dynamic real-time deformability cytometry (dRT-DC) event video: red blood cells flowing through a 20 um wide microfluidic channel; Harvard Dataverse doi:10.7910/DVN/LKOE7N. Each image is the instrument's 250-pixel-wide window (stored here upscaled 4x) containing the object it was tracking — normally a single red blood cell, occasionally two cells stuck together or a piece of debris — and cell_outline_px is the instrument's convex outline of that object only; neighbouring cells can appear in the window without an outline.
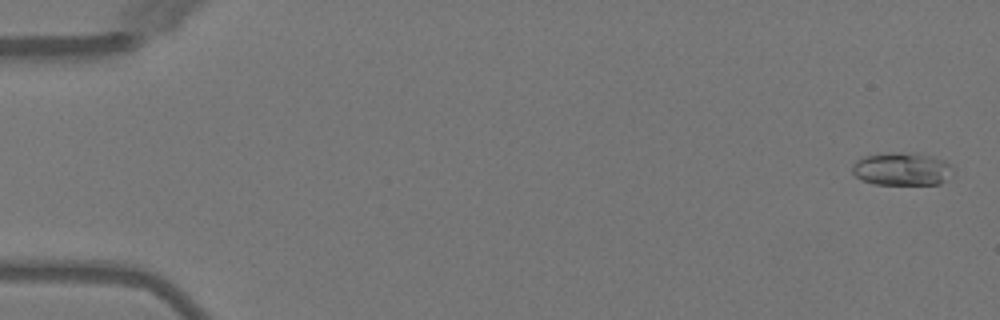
{"species": "Egyptian fruit bat (a non-hibernating species)", "species_latin": "Rousettus aegyptiacus", "temperature_condition": "warm", "stored_images_in_passage": 5, "camera_frame_rate_fps": 3000, "um_per_image_px": 0.085, "animal": {"sex": "female"}, "frame": {"image": 1, "passage_image": 1, "time_ms": 0.0, "image_size_px": [1000, 320], "cell_outline_px": [[952, 168], [944, 180], [940, 184], [876, 184], [864, 180], [856, 176], [852, 172], [852, 164], [856, 160], [864, 156], [888, 152], [916, 152], [932, 156], [944, 160]], "centroid_in_image_um": [76.61, 14.34], "position_along_channel_um": 8.4, "area_um2": 19.25}}